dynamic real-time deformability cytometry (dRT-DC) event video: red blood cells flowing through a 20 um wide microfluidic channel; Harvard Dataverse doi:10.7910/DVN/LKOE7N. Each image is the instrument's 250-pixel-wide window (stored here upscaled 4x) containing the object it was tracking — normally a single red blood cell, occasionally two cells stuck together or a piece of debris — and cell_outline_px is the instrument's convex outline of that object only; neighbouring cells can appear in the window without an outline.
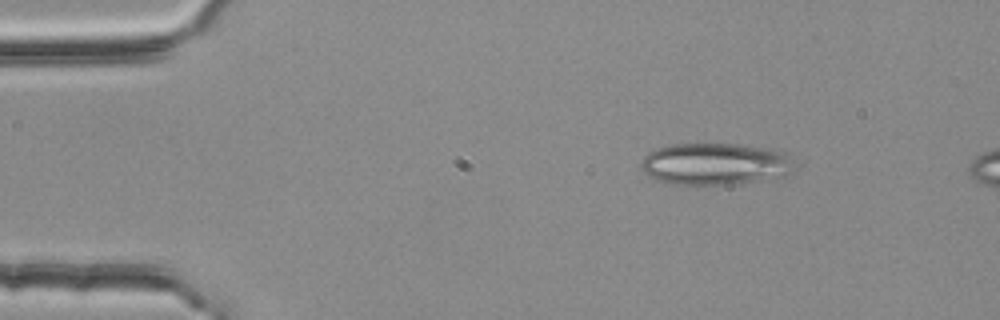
{"species": "common noctule bat (a hibernating species)", "species_latin": "Nyctalus noctula", "temperature_condition": "room temperature", "stored_images_in_passage": 3, "camera_frame_rate_fps": 3000, "um_per_image_px": 0.085, "animal": {"sex": "female", "body_mass_g": 25.1}, "frame": {"image": 1, "passage_image": 1, "time_ms": 0.0, "image_size_px": [1000, 320], "cell_outline_px": [[796, 168], [788, 176], [768, 180], [736, 184], [676, 184], [656, 180], [648, 176], [644, 172], [640, 164], [644, 156], [648, 152], [656, 148], [672, 144], [736, 144], [772, 148], [784, 152], [788, 156]], "centroid_in_image_um": [60.84, 13.94], "position_along_channel_um": 24.2, "area_um2": 37.97}}